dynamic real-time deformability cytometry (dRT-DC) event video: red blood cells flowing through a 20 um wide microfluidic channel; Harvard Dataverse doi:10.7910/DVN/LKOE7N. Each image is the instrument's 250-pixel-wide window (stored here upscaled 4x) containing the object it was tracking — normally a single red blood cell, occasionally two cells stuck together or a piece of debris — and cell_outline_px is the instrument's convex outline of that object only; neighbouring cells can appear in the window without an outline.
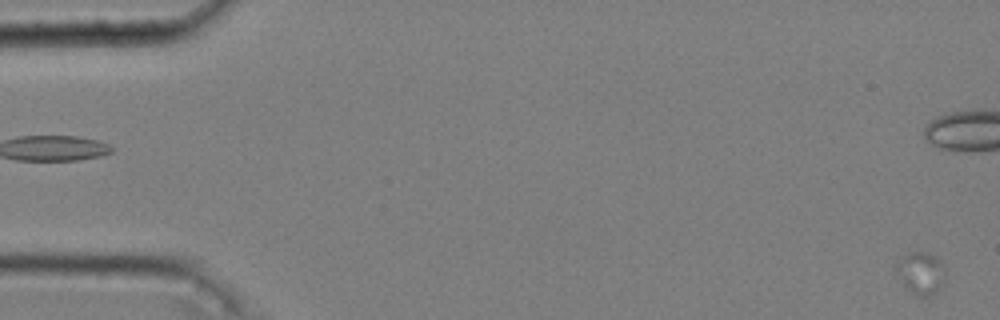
{"species": "common noctule bat (a hibernating species)", "species_latin": "Nyctalus noctula", "temperature_condition": "cold", "stored_images_in_passage": 49, "camera_frame_rate_fps": 3000, "um_per_image_px": 0.085, "animal": {"sex": "male", "body_mass_g": 20.4}, "frame": {"image": 1, "passage_image": 2, "time_ms": 0.333, "image_size_px": [1000, 320], "cell_outline_px": [[944, 280], [940, 288], [936, 292], [928, 296], [916, 296], [904, 284], [892, 268], [892, 264], [900, 256], [908, 252], [928, 252], [936, 256], [940, 260], [944, 268]], "centroid_in_image_um": [78.21, 23.16], "position_along_channel_um": 6.8, "area_um2": 12.43}}